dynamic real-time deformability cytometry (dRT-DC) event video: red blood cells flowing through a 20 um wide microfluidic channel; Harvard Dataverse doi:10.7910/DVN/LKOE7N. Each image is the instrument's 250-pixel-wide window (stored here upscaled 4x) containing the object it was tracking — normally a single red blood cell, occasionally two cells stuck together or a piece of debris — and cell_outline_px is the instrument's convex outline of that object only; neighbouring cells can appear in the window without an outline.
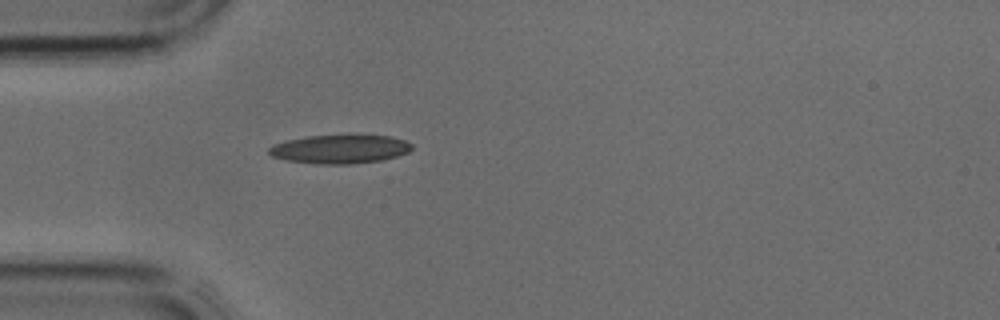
{"species": "common noctule bat (a hibernating species)", "species_latin": "Nyctalus noctula", "temperature_condition": "cold", "stored_images_in_passage": 1, "camera_frame_rate_fps": 3000, "um_per_image_px": 0.085, "animal": {"sex": "male", "body_mass_g": 17.9, "forearm_length_mm": 54.2}, "frame": {"image": 1, "passage_image": 1, "time_ms": 0.0, "image_size_px": [1000, 320], "cell_outline_px": [[412, 148], [408, 152], [396, 156], [380, 160], [352, 164], [316, 164], [288, 160], [272, 156], [268, 152], [268, 148], [272, 144], [288, 140], [308, 136], [388, 136], [404, 140], [412, 144]], "centroid_in_image_um": [28.86, 12.68], "position_along_channel_um": 56.1, "area_um2": 23.52}}